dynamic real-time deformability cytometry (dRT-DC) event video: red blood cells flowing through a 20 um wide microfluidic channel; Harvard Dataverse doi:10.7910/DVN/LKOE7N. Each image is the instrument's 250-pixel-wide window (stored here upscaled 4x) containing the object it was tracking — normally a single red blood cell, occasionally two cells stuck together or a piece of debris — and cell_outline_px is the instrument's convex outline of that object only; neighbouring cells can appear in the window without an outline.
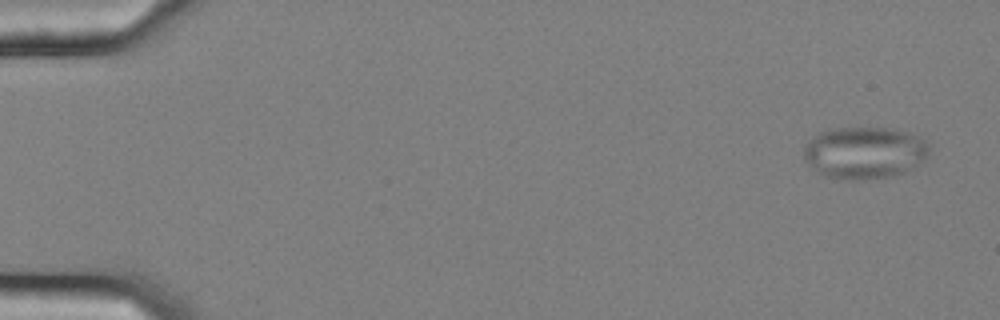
{"species": "common noctule bat (a hibernating species)", "species_latin": "Nyctalus noctula", "temperature_condition": "cold", "stored_images_in_passage": 57, "camera_frame_rate_fps": 3000, "um_per_image_px": 0.085, "animal": {"sex": "female", "body_mass_g": 25.1}, "frame": {"image": 1, "passage_image": 3, "time_ms": 0.667, "image_size_px": [1000, 320], "cell_outline_px": [[928, 156], [904, 172], [892, 176], [864, 180], [844, 180], [828, 176], [816, 172], [804, 160], [804, 144], [808, 140], [820, 132], [828, 128], [896, 128], [920, 136], [928, 140]], "centroid_in_image_um": [73.46, 12.97], "position_along_channel_um": 11.5, "area_um2": 38.44}}
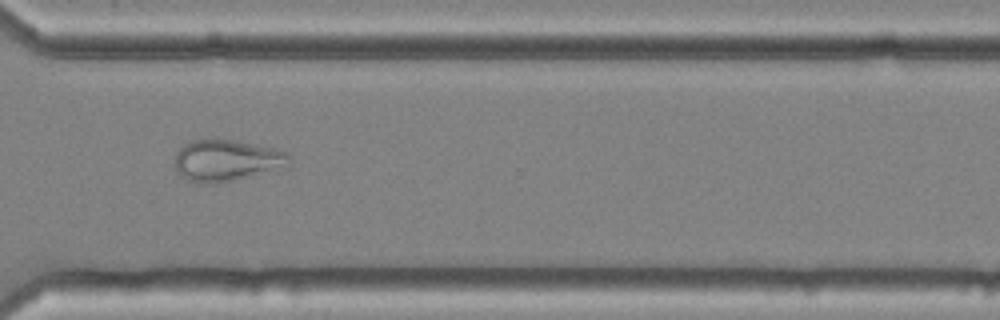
{"frame": {"image": 2, "passage_image": 43, "time_ms": 14.0, "image_size_px": [1000, 320], "cell_outline_px": [[292, 164], [288, 168], [236, 180], [216, 184], [200, 184], [188, 180], [180, 176], [176, 172], [176, 152], [188, 140], [212, 136], [272, 148], [288, 152], [292, 156]], "centroid_in_image_um": [19.29, 13.63], "position_along_channel_um": 351.3, "area_um2": 28.9}}
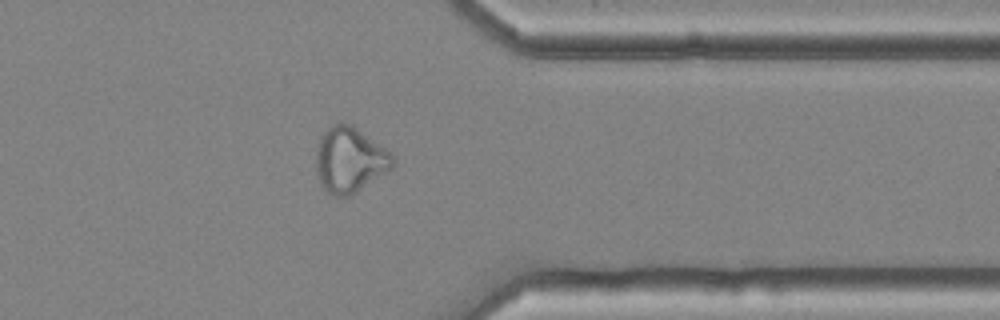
{"frame": {"image": 3, "passage_image": 46, "time_ms": 15.0, "image_size_px": [1000, 320], "cell_outline_px": [[396, 164], [392, 168], [356, 192], [348, 196], [336, 196], [328, 192], [320, 184], [316, 172], [316, 152], [320, 136], [332, 124], [340, 120], [352, 124], [396, 156]], "centroid_in_image_um": [29.73, 13.56], "position_along_channel_um": 381.7, "area_um2": 29.48}}